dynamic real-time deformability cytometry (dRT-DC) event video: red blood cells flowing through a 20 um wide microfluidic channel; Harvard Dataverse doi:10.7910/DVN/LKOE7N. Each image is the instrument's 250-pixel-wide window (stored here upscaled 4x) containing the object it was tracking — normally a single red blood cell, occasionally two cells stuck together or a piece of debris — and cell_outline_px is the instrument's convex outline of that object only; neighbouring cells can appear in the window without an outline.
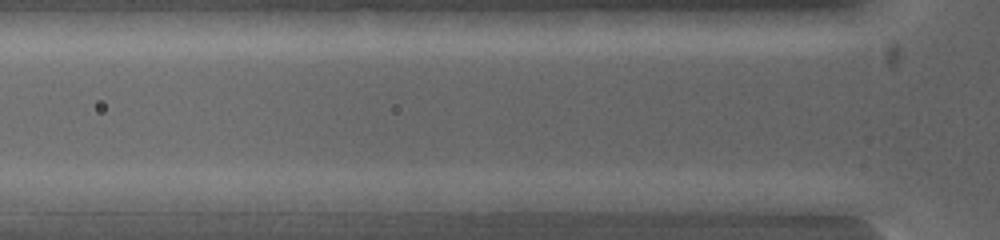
{"species": "common noctule bat (a hibernating species)", "species_latin": "Nyctalus noctula", "temperature_condition": "warm", "stored_images_in_passage": 5, "camera_frame_rate_fps": 5000, "um_per_image_px": 0.085, "animal": {"sex": "female", "body_mass_g": 19.0, "forearm_length_mm": 53.3}, "frame": {"image": 1, "passage_image": 2, "time_ms": 0.6, "image_size_px": [1000, 240], "cell_outline_px": [[600, 200], [592, 212], [496, 212], [492, 200], [552, 192], [580, 192]], "centroid_in_image_um": [46.56, 17.26], "position_along_channel_um": 79.2, "area_um2": 12.77}}